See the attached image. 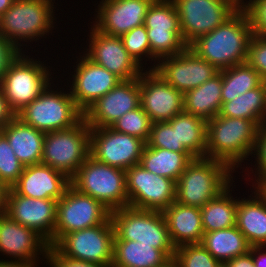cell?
Wrapping results in <instances>:
<instances>
[{"label":"cell","mask_w":266,"mask_h":267,"mask_svg":"<svg viewBox=\"0 0 266 267\" xmlns=\"http://www.w3.org/2000/svg\"><path fill=\"white\" fill-rule=\"evenodd\" d=\"M230 186L200 208L204 233L236 226L237 199L230 196Z\"/></svg>","instance_id":"34"},{"label":"cell","mask_w":266,"mask_h":267,"mask_svg":"<svg viewBox=\"0 0 266 267\" xmlns=\"http://www.w3.org/2000/svg\"><path fill=\"white\" fill-rule=\"evenodd\" d=\"M158 267H181L178 260L173 256L167 259L163 264Z\"/></svg>","instance_id":"52"},{"label":"cell","mask_w":266,"mask_h":267,"mask_svg":"<svg viewBox=\"0 0 266 267\" xmlns=\"http://www.w3.org/2000/svg\"><path fill=\"white\" fill-rule=\"evenodd\" d=\"M174 257L181 267H218L216 260L202 244H185L175 248Z\"/></svg>","instance_id":"37"},{"label":"cell","mask_w":266,"mask_h":267,"mask_svg":"<svg viewBox=\"0 0 266 267\" xmlns=\"http://www.w3.org/2000/svg\"><path fill=\"white\" fill-rule=\"evenodd\" d=\"M35 265V266H34ZM0 267H37L36 263H29L26 261H11L9 260H0Z\"/></svg>","instance_id":"49"},{"label":"cell","mask_w":266,"mask_h":267,"mask_svg":"<svg viewBox=\"0 0 266 267\" xmlns=\"http://www.w3.org/2000/svg\"><path fill=\"white\" fill-rule=\"evenodd\" d=\"M110 218L114 227V240L135 241L162 250L169 258L175 254L164 215L126 206L112 210Z\"/></svg>","instance_id":"4"},{"label":"cell","mask_w":266,"mask_h":267,"mask_svg":"<svg viewBox=\"0 0 266 267\" xmlns=\"http://www.w3.org/2000/svg\"><path fill=\"white\" fill-rule=\"evenodd\" d=\"M70 183L80 193L95 198L110 211L129 205L125 171L97 161L91 155Z\"/></svg>","instance_id":"5"},{"label":"cell","mask_w":266,"mask_h":267,"mask_svg":"<svg viewBox=\"0 0 266 267\" xmlns=\"http://www.w3.org/2000/svg\"><path fill=\"white\" fill-rule=\"evenodd\" d=\"M193 159L195 158L189 152H175L145 145L139 164L158 176L177 182Z\"/></svg>","instance_id":"29"},{"label":"cell","mask_w":266,"mask_h":267,"mask_svg":"<svg viewBox=\"0 0 266 267\" xmlns=\"http://www.w3.org/2000/svg\"><path fill=\"white\" fill-rule=\"evenodd\" d=\"M140 106V77L121 81L83 112L90 128L110 127L128 111Z\"/></svg>","instance_id":"18"},{"label":"cell","mask_w":266,"mask_h":267,"mask_svg":"<svg viewBox=\"0 0 266 267\" xmlns=\"http://www.w3.org/2000/svg\"><path fill=\"white\" fill-rule=\"evenodd\" d=\"M233 171L223 162L209 158H195L176 182V202L203 207L229 184Z\"/></svg>","instance_id":"3"},{"label":"cell","mask_w":266,"mask_h":267,"mask_svg":"<svg viewBox=\"0 0 266 267\" xmlns=\"http://www.w3.org/2000/svg\"><path fill=\"white\" fill-rule=\"evenodd\" d=\"M3 136V131L0 129V138Z\"/></svg>","instance_id":"55"},{"label":"cell","mask_w":266,"mask_h":267,"mask_svg":"<svg viewBox=\"0 0 266 267\" xmlns=\"http://www.w3.org/2000/svg\"><path fill=\"white\" fill-rule=\"evenodd\" d=\"M169 257L152 245L135 241L114 240L111 267H158Z\"/></svg>","instance_id":"31"},{"label":"cell","mask_w":266,"mask_h":267,"mask_svg":"<svg viewBox=\"0 0 266 267\" xmlns=\"http://www.w3.org/2000/svg\"><path fill=\"white\" fill-rule=\"evenodd\" d=\"M219 115L248 119L259 127L266 124V82L231 101L222 102Z\"/></svg>","instance_id":"33"},{"label":"cell","mask_w":266,"mask_h":267,"mask_svg":"<svg viewBox=\"0 0 266 267\" xmlns=\"http://www.w3.org/2000/svg\"><path fill=\"white\" fill-rule=\"evenodd\" d=\"M247 2L245 4L242 1L241 7L248 14L253 35L266 37V0H249Z\"/></svg>","instance_id":"41"},{"label":"cell","mask_w":266,"mask_h":267,"mask_svg":"<svg viewBox=\"0 0 266 267\" xmlns=\"http://www.w3.org/2000/svg\"><path fill=\"white\" fill-rule=\"evenodd\" d=\"M143 25L147 30L152 61L177 55L188 47L183 41L179 16L172 0L152 2Z\"/></svg>","instance_id":"13"},{"label":"cell","mask_w":266,"mask_h":267,"mask_svg":"<svg viewBox=\"0 0 266 267\" xmlns=\"http://www.w3.org/2000/svg\"><path fill=\"white\" fill-rule=\"evenodd\" d=\"M90 155V127L82 118L71 128L45 133L41 163L71 179Z\"/></svg>","instance_id":"7"},{"label":"cell","mask_w":266,"mask_h":267,"mask_svg":"<svg viewBox=\"0 0 266 267\" xmlns=\"http://www.w3.org/2000/svg\"><path fill=\"white\" fill-rule=\"evenodd\" d=\"M252 36L248 14L240 7L222 25L197 38L188 48L220 71L246 62Z\"/></svg>","instance_id":"1"},{"label":"cell","mask_w":266,"mask_h":267,"mask_svg":"<svg viewBox=\"0 0 266 267\" xmlns=\"http://www.w3.org/2000/svg\"><path fill=\"white\" fill-rule=\"evenodd\" d=\"M265 247L266 246H251L249 252L252 255L255 267H266V251L262 252V249Z\"/></svg>","instance_id":"48"},{"label":"cell","mask_w":266,"mask_h":267,"mask_svg":"<svg viewBox=\"0 0 266 267\" xmlns=\"http://www.w3.org/2000/svg\"><path fill=\"white\" fill-rule=\"evenodd\" d=\"M264 81L247 62L222 70V102H228L245 92L259 87Z\"/></svg>","instance_id":"35"},{"label":"cell","mask_w":266,"mask_h":267,"mask_svg":"<svg viewBox=\"0 0 266 267\" xmlns=\"http://www.w3.org/2000/svg\"><path fill=\"white\" fill-rule=\"evenodd\" d=\"M124 47L128 54L139 64L142 56L152 59L150 42L144 25L138 26L121 36Z\"/></svg>","instance_id":"39"},{"label":"cell","mask_w":266,"mask_h":267,"mask_svg":"<svg viewBox=\"0 0 266 267\" xmlns=\"http://www.w3.org/2000/svg\"><path fill=\"white\" fill-rule=\"evenodd\" d=\"M57 201L24 197L9 188L4 213L15 222L35 230L48 242L49 247H52Z\"/></svg>","instance_id":"17"},{"label":"cell","mask_w":266,"mask_h":267,"mask_svg":"<svg viewBox=\"0 0 266 267\" xmlns=\"http://www.w3.org/2000/svg\"><path fill=\"white\" fill-rule=\"evenodd\" d=\"M8 191L9 187H7L0 179V212L5 211Z\"/></svg>","instance_id":"50"},{"label":"cell","mask_w":266,"mask_h":267,"mask_svg":"<svg viewBox=\"0 0 266 267\" xmlns=\"http://www.w3.org/2000/svg\"><path fill=\"white\" fill-rule=\"evenodd\" d=\"M180 20L183 41L189 46L197 38L222 25L240 7V0H172Z\"/></svg>","instance_id":"10"},{"label":"cell","mask_w":266,"mask_h":267,"mask_svg":"<svg viewBox=\"0 0 266 267\" xmlns=\"http://www.w3.org/2000/svg\"><path fill=\"white\" fill-rule=\"evenodd\" d=\"M76 65L70 94L82 112L122 81L86 56L81 57Z\"/></svg>","instance_id":"22"},{"label":"cell","mask_w":266,"mask_h":267,"mask_svg":"<svg viewBox=\"0 0 266 267\" xmlns=\"http://www.w3.org/2000/svg\"><path fill=\"white\" fill-rule=\"evenodd\" d=\"M146 143L111 127L90 128V155L97 161L126 171L138 165Z\"/></svg>","instance_id":"15"},{"label":"cell","mask_w":266,"mask_h":267,"mask_svg":"<svg viewBox=\"0 0 266 267\" xmlns=\"http://www.w3.org/2000/svg\"><path fill=\"white\" fill-rule=\"evenodd\" d=\"M257 189L266 198V181L263 182Z\"/></svg>","instance_id":"53"},{"label":"cell","mask_w":266,"mask_h":267,"mask_svg":"<svg viewBox=\"0 0 266 267\" xmlns=\"http://www.w3.org/2000/svg\"><path fill=\"white\" fill-rule=\"evenodd\" d=\"M16 116L24 123L47 133L71 128L83 118V112L75 104L70 92L66 94L47 87Z\"/></svg>","instance_id":"9"},{"label":"cell","mask_w":266,"mask_h":267,"mask_svg":"<svg viewBox=\"0 0 266 267\" xmlns=\"http://www.w3.org/2000/svg\"><path fill=\"white\" fill-rule=\"evenodd\" d=\"M24 165L13 152L8 140L0 138V179L9 188L18 180L24 170Z\"/></svg>","instance_id":"38"},{"label":"cell","mask_w":266,"mask_h":267,"mask_svg":"<svg viewBox=\"0 0 266 267\" xmlns=\"http://www.w3.org/2000/svg\"><path fill=\"white\" fill-rule=\"evenodd\" d=\"M91 29L88 52L83 55L122 81L139 78L143 68L128 54L121 37L103 34L94 27Z\"/></svg>","instance_id":"20"},{"label":"cell","mask_w":266,"mask_h":267,"mask_svg":"<svg viewBox=\"0 0 266 267\" xmlns=\"http://www.w3.org/2000/svg\"><path fill=\"white\" fill-rule=\"evenodd\" d=\"M15 0H0V17L12 6Z\"/></svg>","instance_id":"51"},{"label":"cell","mask_w":266,"mask_h":267,"mask_svg":"<svg viewBox=\"0 0 266 267\" xmlns=\"http://www.w3.org/2000/svg\"><path fill=\"white\" fill-rule=\"evenodd\" d=\"M48 249V242L35 230L0 212V252L11 256L14 261L37 263L39 253L47 259Z\"/></svg>","instance_id":"23"},{"label":"cell","mask_w":266,"mask_h":267,"mask_svg":"<svg viewBox=\"0 0 266 267\" xmlns=\"http://www.w3.org/2000/svg\"><path fill=\"white\" fill-rule=\"evenodd\" d=\"M151 125L149 115L139 106L125 113L110 127L117 132L142 139L146 143L150 137Z\"/></svg>","instance_id":"36"},{"label":"cell","mask_w":266,"mask_h":267,"mask_svg":"<svg viewBox=\"0 0 266 267\" xmlns=\"http://www.w3.org/2000/svg\"><path fill=\"white\" fill-rule=\"evenodd\" d=\"M162 213L175 248L202 242L204 230L199 207L186 206L175 201Z\"/></svg>","instance_id":"25"},{"label":"cell","mask_w":266,"mask_h":267,"mask_svg":"<svg viewBox=\"0 0 266 267\" xmlns=\"http://www.w3.org/2000/svg\"><path fill=\"white\" fill-rule=\"evenodd\" d=\"M146 145L175 152H188L184 147H177L176 127H172L167 121L152 123Z\"/></svg>","instance_id":"40"},{"label":"cell","mask_w":266,"mask_h":267,"mask_svg":"<svg viewBox=\"0 0 266 267\" xmlns=\"http://www.w3.org/2000/svg\"><path fill=\"white\" fill-rule=\"evenodd\" d=\"M158 63L151 70L183 94L219 73L214 65L197 56L188 47L177 55L160 59Z\"/></svg>","instance_id":"16"},{"label":"cell","mask_w":266,"mask_h":267,"mask_svg":"<svg viewBox=\"0 0 266 267\" xmlns=\"http://www.w3.org/2000/svg\"><path fill=\"white\" fill-rule=\"evenodd\" d=\"M251 199H237L236 227L251 246H266V198L257 190Z\"/></svg>","instance_id":"27"},{"label":"cell","mask_w":266,"mask_h":267,"mask_svg":"<svg viewBox=\"0 0 266 267\" xmlns=\"http://www.w3.org/2000/svg\"><path fill=\"white\" fill-rule=\"evenodd\" d=\"M257 161V174L258 175L255 183V188L257 189L263 182L266 181V124L259 127L257 131V139L254 147V152Z\"/></svg>","instance_id":"43"},{"label":"cell","mask_w":266,"mask_h":267,"mask_svg":"<svg viewBox=\"0 0 266 267\" xmlns=\"http://www.w3.org/2000/svg\"><path fill=\"white\" fill-rule=\"evenodd\" d=\"M167 122L176 127L177 147H184L194 158H206L205 120L183 111Z\"/></svg>","instance_id":"32"},{"label":"cell","mask_w":266,"mask_h":267,"mask_svg":"<svg viewBox=\"0 0 266 267\" xmlns=\"http://www.w3.org/2000/svg\"><path fill=\"white\" fill-rule=\"evenodd\" d=\"M25 56L20 52L0 81L8 106L15 114L35 100L47 87L51 89L50 71L41 61Z\"/></svg>","instance_id":"8"},{"label":"cell","mask_w":266,"mask_h":267,"mask_svg":"<svg viewBox=\"0 0 266 267\" xmlns=\"http://www.w3.org/2000/svg\"><path fill=\"white\" fill-rule=\"evenodd\" d=\"M12 43L8 42L0 35V81L7 72L11 62L20 54Z\"/></svg>","instance_id":"45"},{"label":"cell","mask_w":266,"mask_h":267,"mask_svg":"<svg viewBox=\"0 0 266 267\" xmlns=\"http://www.w3.org/2000/svg\"><path fill=\"white\" fill-rule=\"evenodd\" d=\"M201 244L221 263L246 254L251 248L246 237L236 226L204 233Z\"/></svg>","instance_id":"30"},{"label":"cell","mask_w":266,"mask_h":267,"mask_svg":"<svg viewBox=\"0 0 266 267\" xmlns=\"http://www.w3.org/2000/svg\"><path fill=\"white\" fill-rule=\"evenodd\" d=\"M52 1L15 0L0 17V35L22 52L18 41L39 40L54 27Z\"/></svg>","instance_id":"6"},{"label":"cell","mask_w":266,"mask_h":267,"mask_svg":"<svg viewBox=\"0 0 266 267\" xmlns=\"http://www.w3.org/2000/svg\"><path fill=\"white\" fill-rule=\"evenodd\" d=\"M218 267H229L227 263L222 262L218 265Z\"/></svg>","instance_id":"54"},{"label":"cell","mask_w":266,"mask_h":267,"mask_svg":"<svg viewBox=\"0 0 266 267\" xmlns=\"http://www.w3.org/2000/svg\"><path fill=\"white\" fill-rule=\"evenodd\" d=\"M184 94L169 85L156 71L140 75V106L152 123L165 122L184 111Z\"/></svg>","instance_id":"19"},{"label":"cell","mask_w":266,"mask_h":267,"mask_svg":"<svg viewBox=\"0 0 266 267\" xmlns=\"http://www.w3.org/2000/svg\"><path fill=\"white\" fill-rule=\"evenodd\" d=\"M16 114L8 106L2 88L0 87V129L2 130Z\"/></svg>","instance_id":"46"},{"label":"cell","mask_w":266,"mask_h":267,"mask_svg":"<svg viewBox=\"0 0 266 267\" xmlns=\"http://www.w3.org/2000/svg\"><path fill=\"white\" fill-rule=\"evenodd\" d=\"M229 267H255L252 255L250 252L237 256L226 262Z\"/></svg>","instance_id":"47"},{"label":"cell","mask_w":266,"mask_h":267,"mask_svg":"<svg viewBox=\"0 0 266 267\" xmlns=\"http://www.w3.org/2000/svg\"><path fill=\"white\" fill-rule=\"evenodd\" d=\"M93 27L110 36L121 37L144 24L149 0H101Z\"/></svg>","instance_id":"21"},{"label":"cell","mask_w":266,"mask_h":267,"mask_svg":"<svg viewBox=\"0 0 266 267\" xmlns=\"http://www.w3.org/2000/svg\"><path fill=\"white\" fill-rule=\"evenodd\" d=\"M222 70L205 83L184 93V111L203 120L217 116L222 106Z\"/></svg>","instance_id":"28"},{"label":"cell","mask_w":266,"mask_h":267,"mask_svg":"<svg viewBox=\"0 0 266 267\" xmlns=\"http://www.w3.org/2000/svg\"><path fill=\"white\" fill-rule=\"evenodd\" d=\"M125 175L128 206L163 212L176 201L174 180L158 176L140 164L128 168Z\"/></svg>","instance_id":"14"},{"label":"cell","mask_w":266,"mask_h":267,"mask_svg":"<svg viewBox=\"0 0 266 267\" xmlns=\"http://www.w3.org/2000/svg\"><path fill=\"white\" fill-rule=\"evenodd\" d=\"M2 131L14 154L24 166L41 163L45 132L24 123L17 116Z\"/></svg>","instance_id":"26"},{"label":"cell","mask_w":266,"mask_h":267,"mask_svg":"<svg viewBox=\"0 0 266 267\" xmlns=\"http://www.w3.org/2000/svg\"><path fill=\"white\" fill-rule=\"evenodd\" d=\"M46 261L50 267H106L96 263L74 260L62 256L53 247H49Z\"/></svg>","instance_id":"44"},{"label":"cell","mask_w":266,"mask_h":267,"mask_svg":"<svg viewBox=\"0 0 266 267\" xmlns=\"http://www.w3.org/2000/svg\"><path fill=\"white\" fill-rule=\"evenodd\" d=\"M110 212L100 201L70 185L57 201L53 246L65 234L103 224L110 217Z\"/></svg>","instance_id":"12"},{"label":"cell","mask_w":266,"mask_h":267,"mask_svg":"<svg viewBox=\"0 0 266 267\" xmlns=\"http://www.w3.org/2000/svg\"><path fill=\"white\" fill-rule=\"evenodd\" d=\"M258 129L251 120L218 114L207 121L206 158L221 161L234 171L253 154Z\"/></svg>","instance_id":"2"},{"label":"cell","mask_w":266,"mask_h":267,"mask_svg":"<svg viewBox=\"0 0 266 267\" xmlns=\"http://www.w3.org/2000/svg\"><path fill=\"white\" fill-rule=\"evenodd\" d=\"M70 185L65 174L40 163L25 166L11 189L24 197L59 200Z\"/></svg>","instance_id":"24"},{"label":"cell","mask_w":266,"mask_h":267,"mask_svg":"<svg viewBox=\"0 0 266 267\" xmlns=\"http://www.w3.org/2000/svg\"><path fill=\"white\" fill-rule=\"evenodd\" d=\"M246 62L251 65L266 82V37L253 35L249 43Z\"/></svg>","instance_id":"42"},{"label":"cell","mask_w":266,"mask_h":267,"mask_svg":"<svg viewBox=\"0 0 266 267\" xmlns=\"http://www.w3.org/2000/svg\"><path fill=\"white\" fill-rule=\"evenodd\" d=\"M114 227L109 217L103 224L65 234L54 246L60 255L111 267Z\"/></svg>","instance_id":"11"}]
</instances>
